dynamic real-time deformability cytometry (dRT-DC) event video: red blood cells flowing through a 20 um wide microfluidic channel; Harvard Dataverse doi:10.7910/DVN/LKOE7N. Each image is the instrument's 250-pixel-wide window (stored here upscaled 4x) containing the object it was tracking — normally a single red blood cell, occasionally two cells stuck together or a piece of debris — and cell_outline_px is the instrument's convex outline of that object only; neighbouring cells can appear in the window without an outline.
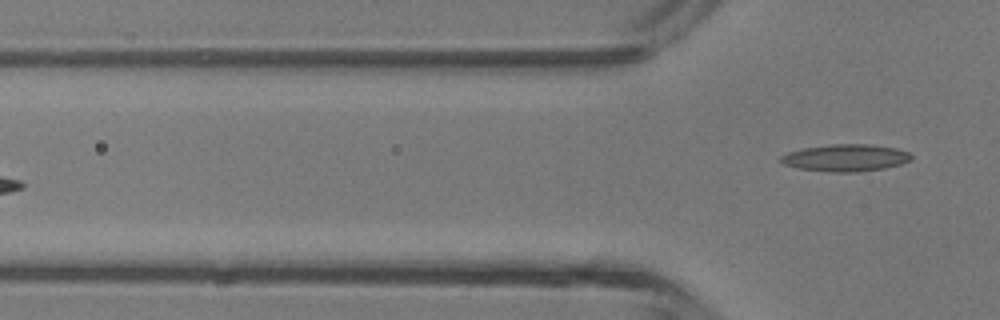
{"species": "common noctule bat (a hibernating species)", "species_latin": "Nyctalus noctula", "temperature_condition": "room temperature", "stored_images_in_passage": 5, "camera_frame_rate_fps": 3000, "um_per_image_px": 0.085, "animal": {"sex": "male", "body_mass_g": 13.3}, "frame": {"image": 1, "passage_image": 5, "time_ms": 5.667, "image_size_px": [1000, 320], "cell_outline_px": [[912, 160], [900, 164], [884, 168], [856, 172], [832, 172], [800, 168], [784, 164], [780, 160], [780, 156], [788, 152], [804, 148], [832, 144], [872, 144], [896, 148], [908, 152], [912, 156]], "centroid_in_image_um": [71.9, 13.41], "position_along_channel_um": 53.9, "area_um2": 20.46}}